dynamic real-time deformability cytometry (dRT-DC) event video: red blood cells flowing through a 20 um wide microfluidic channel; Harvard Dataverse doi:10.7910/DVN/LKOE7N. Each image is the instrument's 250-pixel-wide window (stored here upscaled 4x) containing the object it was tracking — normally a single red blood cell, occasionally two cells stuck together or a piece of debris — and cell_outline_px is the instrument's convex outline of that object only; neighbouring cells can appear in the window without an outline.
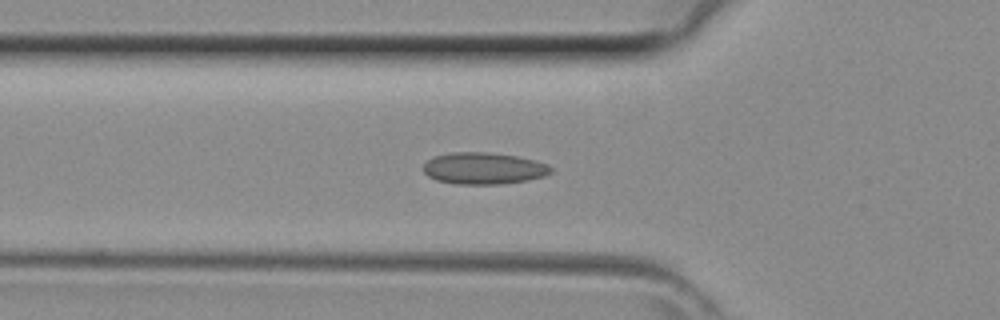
{"species": "common noctule bat (a hibernating species)", "species_latin": "Nyctalus noctula", "temperature_condition": "room temperature", "stored_images_in_passage": 39, "camera_frame_rate_fps": 3000, "um_per_image_px": 0.085, "animal": {"sex": "female", "body_mass_g": 29.2, "forearm_length_mm": 56.3}, "frame": {"image": 1, "passage_image": 15, "time_ms": 4.667, "image_size_px": [1000, 320], "cell_outline_px": [[552, 172], [544, 176], [528, 180], [500, 184], [456, 184], [436, 180], [428, 176], [424, 172], [424, 164], [432, 156], [452, 152], [488, 152], [516, 156], [536, 160], [548, 164], [552, 168]], "centroid_in_image_um": [41.11, 14.3], "position_along_channel_um": 84.7, "area_um2": 23.7}}
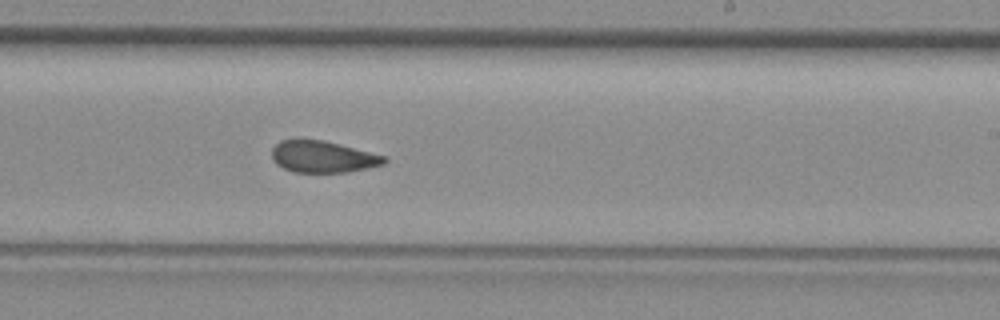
{"frame": {"image": 2, "passage_image": 26, "time_ms": 8.333, "image_size_px": [1000, 320], "cell_outline_px": [[388, 160], [384, 164], [368, 168], [348, 172], [292, 172], [276, 164], [272, 160], [272, 148], [280, 140], [292, 136], [300, 136], [324, 140], [388, 156]], "centroid_in_image_um": [27.4, 13.27], "position_along_channel_um": 261.6, "area_um2": 21.62}}
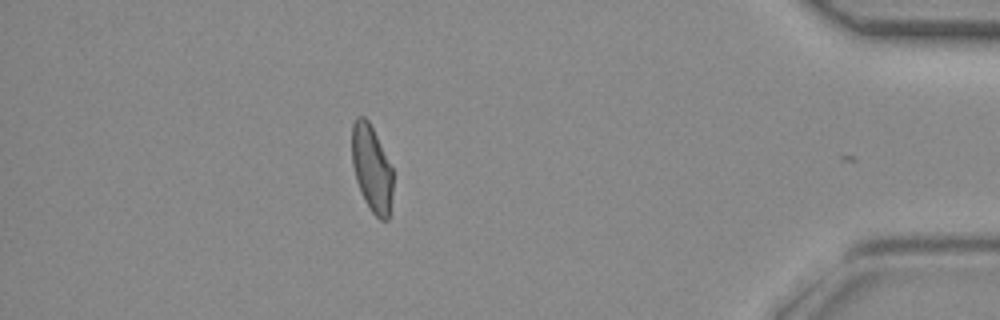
{"frame": {"image": 3, "passage_image": 38, "time_ms": 12.333, "image_size_px": [1000, 320], "cell_outline_px": [[392, 192], [388, 220], [380, 220], [372, 212], [364, 200], [356, 180], [352, 164], [352, 124], [356, 116], [364, 116], [368, 120], [392, 168]], "centroid_in_image_um": [31.58, 14.32], "position_along_channel_um": 403.6, "area_um2": 20.46}}